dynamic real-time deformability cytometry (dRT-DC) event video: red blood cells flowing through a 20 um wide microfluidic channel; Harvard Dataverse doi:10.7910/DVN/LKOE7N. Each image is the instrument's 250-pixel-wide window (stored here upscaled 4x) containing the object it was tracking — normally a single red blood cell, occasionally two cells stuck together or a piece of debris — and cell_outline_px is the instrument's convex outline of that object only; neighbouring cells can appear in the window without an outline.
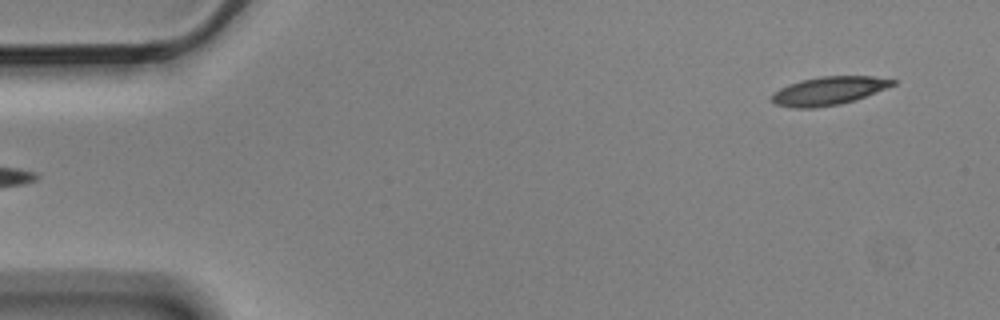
{"species": "Egyptian fruit bat (a non-hibernating species)", "species_latin": "Rousettus aegyptiacus", "temperature_condition": "cold", "stored_images_in_passage": 4, "segment_of_instrument_passage": [2, 2], "camera_frame_rate_fps": 3000, "um_per_image_px": 0.085, "animal": {"sex": "male"}, "frame": {"image": 1, "passage_image": 4, "time_ms": 1.0, "image_size_px": [1000, 320], "cell_outline_px": [[896, 84], [856, 100], [840, 104], [816, 108], [792, 108], [776, 104], [772, 100], [772, 92], [788, 84], [800, 80], [824, 76], [872, 76], [896, 80]], "centroid_in_image_um": [70.43, 7.72], "position_along_channel_um": 14.6, "area_um2": 20.0}}